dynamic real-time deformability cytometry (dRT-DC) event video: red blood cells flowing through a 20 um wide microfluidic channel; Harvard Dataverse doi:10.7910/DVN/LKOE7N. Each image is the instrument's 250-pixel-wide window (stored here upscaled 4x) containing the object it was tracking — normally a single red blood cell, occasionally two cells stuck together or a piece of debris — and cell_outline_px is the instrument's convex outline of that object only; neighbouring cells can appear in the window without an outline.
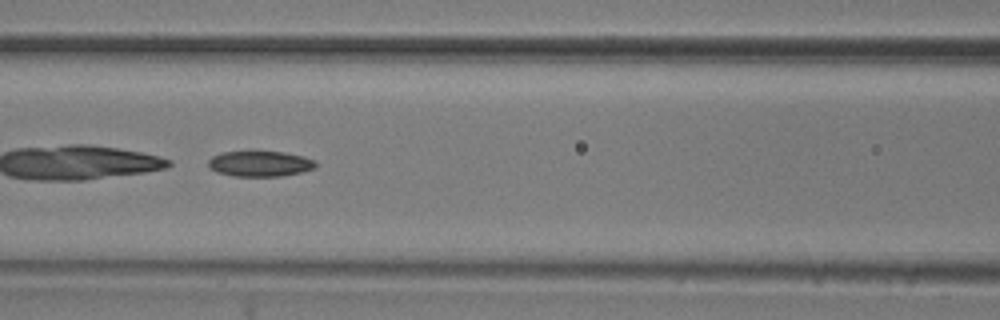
{"species": "common noctule bat (a hibernating species)", "species_latin": "Nyctalus noctula", "temperature_condition": "room temperature", "stored_images_in_passage": 11, "camera_frame_rate_fps": 3000, "um_per_image_px": 0.085, "animal": {"sex": "male", "body_mass_g": 20.5, "forearm_length_mm": 52.5}, "frame": {"image": 1, "passage_image": 7, "time_ms": 2.0, "image_size_px": [1000, 320], "cell_outline_px": [[316, 168], [300, 172], [280, 176], [232, 176], [216, 172], [208, 168], [208, 160], [212, 156], [220, 152], [284, 152], [304, 156], [316, 160]], "centroid_in_image_um": [22.08, 13.92], "position_along_channel_um": 144.5, "area_um2": 16.07}}
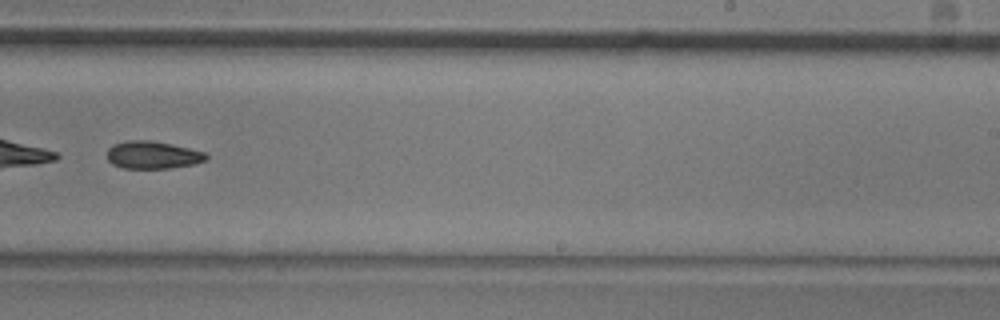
{"frame": {"image": 2, "passage_image": 10, "time_ms": 3.0, "image_size_px": [1000, 320], "cell_outline_px": [[208, 160], [192, 164], [168, 168], [120, 168], [112, 164], [108, 160], [108, 148], [112, 144], [128, 140], [152, 140], [172, 144], [204, 152], [208, 156]], "centroid_in_image_um": [12.95, 13.16], "position_along_channel_um": 276.0, "area_um2": 15.95}}
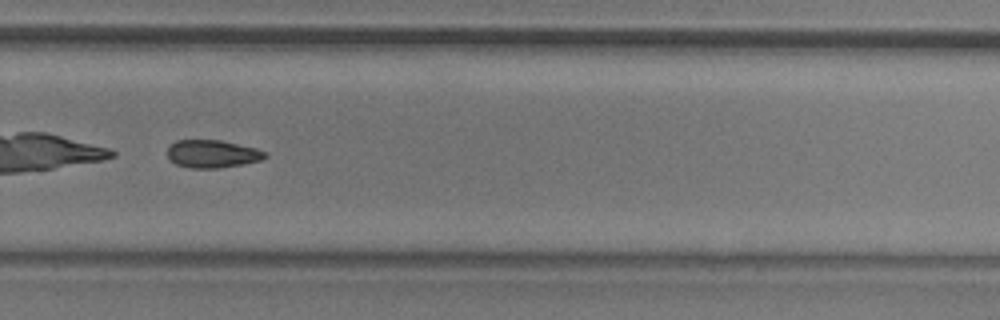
{"frame": {"image": 3, "passage_image": 11, "time_ms": 3.333, "image_size_px": [1000, 320], "cell_outline_px": [[268, 156], [260, 160], [240, 164], [216, 168], [188, 168], [176, 164], [168, 156], [168, 148], [176, 140], [220, 140], [256, 148], [268, 152]], "centroid_in_image_um": [18.06, 13.07], "position_along_channel_um": 311.7, "area_um2": 15.66}}